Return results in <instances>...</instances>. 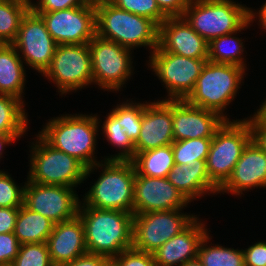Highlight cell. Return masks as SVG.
I'll return each mask as SVG.
<instances>
[{
  "label": "cell",
  "instance_id": "cell-15",
  "mask_svg": "<svg viewBox=\"0 0 266 266\" xmlns=\"http://www.w3.org/2000/svg\"><path fill=\"white\" fill-rule=\"evenodd\" d=\"M12 45L18 53H22L19 56H22L27 66L43 74L49 67L58 44L48 32L42 17L30 9L23 17Z\"/></svg>",
  "mask_w": 266,
  "mask_h": 266
},
{
  "label": "cell",
  "instance_id": "cell-19",
  "mask_svg": "<svg viewBox=\"0 0 266 266\" xmlns=\"http://www.w3.org/2000/svg\"><path fill=\"white\" fill-rule=\"evenodd\" d=\"M173 139L172 100L166 98L147 103L142 116L140 134L135 145V154L171 145Z\"/></svg>",
  "mask_w": 266,
  "mask_h": 266
},
{
  "label": "cell",
  "instance_id": "cell-11",
  "mask_svg": "<svg viewBox=\"0 0 266 266\" xmlns=\"http://www.w3.org/2000/svg\"><path fill=\"white\" fill-rule=\"evenodd\" d=\"M43 75L54 81L61 95L93 83L88 43L57 45L51 63Z\"/></svg>",
  "mask_w": 266,
  "mask_h": 266
},
{
  "label": "cell",
  "instance_id": "cell-9",
  "mask_svg": "<svg viewBox=\"0 0 266 266\" xmlns=\"http://www.w3.org/2000/svg\"><path fill=\"white\" fill-rule=\"evenodd\" d=\"M93 83L101 89L119 91L132 75L131 49L95 35L88 43Z\"/></svg>",
  "mask_w": 266,
  "mask_h": 266
},
{
  "label": "cell",
  "instance_id": "cell-45",
  "mask_svg": "<svg viewBox=\"0 0 266 266\" xmlns=\"http://www.w3.org/2000/svg\"><path fill=\"white\" fill-rule=\"evenodd\" d=\"M256 14H258L257 16L260 18L259 22H260V27H262L263 29L266 30V3H264V5L260 8L259 13L257 12H253L252 10H249V21L252 23L253 20L257 19ZM255 16V17H254ZM262 25V26H261Z\"/></svg>",
  "mask_w": 266,
  "mask_h": 266
},
{
  "label": "cell",
  "instance_id": "cell-12",
  "mask_svg": "<svg viewBox=\"0 0 266 266\" xmlns=\"http://www.w3.org/2000/svg\"><path fill=\"white\" fill-rule=\"evenodd\" d=\"M182 210L134 214L133 248L153 253L173 236L184 230L196 217Z\"/></svg>",
  "mask_w": 266,
  "mask_h": 266
},
{
  "label": "cell",
  "instance_id": "cell-23",
  "mask_svg": "<svg viewBox=\"0 0 266 266\" xmlns=\"http://www.w3.org/2000/svg\"><path fill=\"white\" fill-rule=\"evenodd\" d=\"M167 179L191 202L206 193H218V187L210 180L206 170V160L195 163L174 165Z\"/></svg>",
  "mask_w": 266,
  "mask_h": 266
},
{
  "label": "cell",
  "instance_id": "cell-42",
  "mask_svg": "<svg viewBox=\"0 0 266 266\" xmlns=\"http://www.w3.org/2000/svg\"><path fill=\"white\" fill-rule=\"evenodd\" d=\"M190 0H156L160 11L166 17H182Z\"/></svg>",
  "mask_w": 266,
  "mask_h": 266
},
{
  "label": "cell",
  "instance_id": "cell-24",
  "mask_svg": "<svg viewBox=\"0 0 266 266\" xmlns=\"http://www.w3.org/2000/svg\"><path fill=\"white\" fill-rule=\"evenodd\" d=\"M25 68L12 44L0 48V94L13 96L22 102L25 88Z\"/></svg>",
  "mask_w": 266,
  "mask_h": 266
},
{
  "label": "cell",
  "instance_id": "cell-2",
  "mask_svg": "<svg viewBox=\"0 0 266 266\" xmlns=\"http://www.w3.org/2000/svg\"><path fill=\"white\" fill-rule=\"evenodd\" d=\"M96 35L125 48L158 47L159 26L151 19L122 10L109 0L95 1Z\"/></svg>",
  "mask_w": 266,
  "mask_h": 266
},
{
  "label": "cell",
  "instance_id": "cell-34",
  "mask_svg": "<svg viewBox=\"0 0 266 266\" xmlns=\"http://www.w3.org/2000/svg\"><path fill=\"white\" fill-rule=\"evenodd\" d=\"M145 107L146 103H121V128L133 143L139 137Z\"/></svg>",
  "mask_w": 266,
  "mask_h": 266
},
{
  "label": "cell",
  "instance_id": "cell-41",
  "mask_svg": "<svg viewBox=\"0 0 266 266\" xmlns=\"http://www.w3.org/2000/svg\"><path fill=\"white\" fill-rule=\"evenodd\" d=\"M252 133V140L266 153V123L254 113L246 118Z\"/></svg>",
  "mask_w": 266,
  "mask_h": 266
},
{
  "label": "cell",
  "instance_id": "cell-37",
  "mask_svg": "<svg viewBox=\"0 0 266 266\" xmlns=\"http://www.w3.org/2000/svg\"><path fill=\"white\" fill-rule=\"evenodd\" d=\"M153 253L143 252L133 247L124 250L111 260V266H155Z\"/></svg>",
  "mask_w": 266,
  "mask_h": 266
},
{
  "label": "cell",
  "instance_id": "cell-1",
  "mask_svg": "<svg viewBox=\"0 0 266 266\" xmlns=\"http://www.w3.org/2000/svg\"><path fill=\"white\" fill-rule=\"evenodd\" d=\"M78 216L83 222L87 252L111 260L133 246L134 214L118 210L95 209L81 205Z\"/></svg>",
  "mask_w": 266,
  "mask_h": 266
},
{
  "label": "cell",
  "instance_id": "cell-25",
  "mask_svg": "<svg viewBox=\"0 0 266 266\" xmlns=\"http://www.w3.org/2000/svg\"><path fill=\"white\" fill-rule=\"evenodd\" d=\"M55 223L24 205L19 207L14 235L20 244L44 243L51 235Z\"/></svg>",
  "mask_w": 266,
  "mask_h": 266
},
{
  "label": "cell",
  "instance_id": "cell-5",
  "mask_svg": "<svg viewBox=\"0 0 266 266\" xmlns=\"http://www.w3.org/2000/svg\"><path fill=\"white\" fill-rule=\"evenodd\" d=\"M250 9L233 0H190L183 17L209 43L251 25Z\"/></svg>",
  "mask_w": 266,
  "mask_h": 266
},
{
  "label": "cell",
  "instance_id": "cell-38",
  "mask_svg": "<svg viewBox=\"0 0 266 266\" xmlns=\"http://www.w3.org/2000/svg\"><path fill=\"white\" fill-rule=\"evenodd\" d=\"M95 3L93 0H39L30 4L33 12H53Z\"/></svg>",
  "mask_w": 266,
  "mask_h": 266
},
{
  "label": "cell",
  "instance_id": "cell-20",
  "mask_svg": "<svg viewBox=\"0 0 266 266\" xmlns=\"http://www.w3.org/2000/svg\"><path fill=\"white\" fill-rule=\"evenodd\" d=\"M266 187V153L251 140L243 150L228 180L218 193L243 194L242 191Z\"/></svg>",
  "mask_w": 266,
  "mask_h": 266
},
{
  "label": "cell",
  "instance_id": "cell-22",
  "mask_svg": "<svg viewBox=\"0 0 266 266\" xmlns=\"http://www.w3.org/2000/svg\"><path fill=\"white\" fill-rule=\"evenodd\" d=\"M47 245L54 266H62L87 253L84 225L80 217L56 223Z\"/></svg>",
  "mask_w": 266,
  "mask_h": 266
},
{
  "label": "cell",
  "instance_id": "cell-29",
  "mask_svg": "<svg viewBox=\"0 0 266 266\" xmlns=\"http://www.w3.org/2000/svg\"><path fill=\"white\" fill-rule=\"evenodd\" d=\"M30 4L31 0H0V39L5 44L15 41Z\"/></svg>",
  "mask_w": 266,
  "mask_h": 266
},
{
  "label": "cell",
  "instance_id": "cell-27",
  "mask_svg": "<svg viewBox=\"0 0 266 266\" xmlns=\"http://www.w3.org/2000/svg\"><path fill=\"white\" fill-rule=\"evenodd\" d=\"M24 103L10 95L0 94V133L21 138L26 132L28 118Z\"/></svg>",
  "mask_w": 266,
  "mask_h": 266
},
{
  "label": "cell",
  "instance_id": "cell-33",
  "mask_svg": "<svg viewBox=\"0 0 266 266\" xmlns=\"http://www.w3.org/2000/svg\"><path fill=\"white\" fill-rule=\"evenodd\" d=\"M12 266H54L48 245L44 243L21 244Z\"/></svg>",
  "mask_w": 266,
  "mask_h": 266
},
{
  "label": "cell",
  "instance_id": "cell-49",
  "mask_svg": "<svg viewBox=\"0 0 266 266\" xmlns=\"http://www.w3.org/2000/svg\"><path fill=\"white\" fill-rule=\"evenodd\" d=\"M5 43L0 39V48L4 45Z\"/></svg>",
  "mask_w": 266,
  "mask_h": 266
},
{
  "label": "cell",
  "instance_id": "cell-44",
  "mask_svg": "<svg viewBox=\"0 0 266 266\" xmlns=\"http://www.w3.org/2000/svg\"><path fill=\"white\" fill-rule=\"evenodd\" d=\"M19 207H0V233H12L15 229Z\"/></svg>",
  "mask_w": 266,
  "mask_h": 266
},
{
  "label": "cell",
  "instance_id": "cell-17",
  "mask_svg": "<svg viewBox=\"0 0 266 266\" xmlns=\"http://www.w3.org/2000/svg\"><path fill=\"white\" fill-rule=\"evenodd\" d=\"M225 119L218 113L192 106L185 100H172L174 141L213 138Z\"/></svg>",
  "mask_w": 266,
  "mask_h": 266
},
{
  "label": "cell",
  "instance_id": "cell-10",
  "mask_svg": "<svg viewBox=\"0 0 266 266\" xmlns=\"http://www.w3.org/2000/svg\"><path fill=\"white\" fill-rule=\"evenodd\" d=\"M149 68L165 84L167 100H185L193 91L208 59H193L165 52L159 46L151 51Z\"/></svg>",
  "mask_w": 266,
  "mask_h": 266
},
{
  "label": "cell",
  "instance_id": "cell-39",
  "mask_svg": "<svg viewBox=\"0 0 266 266\" xmlns=\"http://www.w3.org/2000/svg\"><path fill=\"white\" fill-rule=\"evenodd\" d=\"M20 243L12 233H0V266L10 265L19 252Z\"/></svg>",
  "mask_w": 266,
  "mask_h": 266
},
{
  "label": "cell",
  "instance_id": "cell-48",
  "mask_svg": "<svg viewBox=\"0 0 266 266\" xmlns=\"http://www.w3.org/2000/svg\"><path fill=\"white\" fill-rule=\"evenodd\" d=\"M181 266H203V265L197 258L195 260L188 261Z\"/></svg>",
  "mask_w": 266,
  "mask_h": 266
},
{
  "label": "cell",
  "instance_id": "cell-40",
  "mask_svg": "<svg viewBox=\"0 0 266 266\" xmlns=\"http://www.w3.org/2000/svg\"><path fill=\"white\" fill-rule=\"evenodd\" d=\"M245 266H266V242L259 241L243 250Z\"/></svg>",
  "mask_w": 266,
  "mask_h": 266
},
{
  "label": "cell",
  "instance_id": "cell-16",
  "mask_svg": "<svg viewBox=\"0 0 266 266\" xmlns=\"http://www.w3.org/2000/svg\"><path fill=\"white\" fill-rule=\"evenodd\" d=\"M133 192V214L182 210L189 203L167 177L136 175Z\"/></svg>",
  "mask_w": 266,
  "mask_h": 266
},
{
  "label": "cell",
  "instance_id": "cell-18",
  "mask_svg": "<svg viewBox=\"0 0 266 266\" xmlns=\"http://www.w3.org/2000/svg\"><path fill=\"white\" fill-rule=\"evenodd\" d=\"M208 42L182 17H167L159 25L158 46L165 52L208 59Z\"/></svg>",
  "mask_w": 266,
  "mask_h": 266
},
{
  "label": "cell",
  "instance_id": "cell-32",
  "mask_svg": "<svg viewBox=\"0 0 266 266\" xmlns=\"http://www.w3.org/2000/svg\"><path fill=\"white\" fill-rule=\"evenodd\" d=\"M211 143L212 138L174 141L171 145L175 165L195 163L196 160H206Z\"/></svg>",
  "mask_w": 266,
  "mask_h": 266
},
{
  "label": "cell",
  "instance_id": "cell-6",
  "mask_svg": "<svg viewBox=\"0 0 266 266\" xmlns=\"http://www.w3.org/2000/svg\"><path fill=\"white\" fill-rule=\"evenodd\" d=\"M245 70L241 66L207 61L185 101L192 106L214 111L229 120L223 112L235 98L241 80L246 75Z\"/></svg>",
  "mask_w": 266,
  "mask_h": 266
},
{
  "label": "cell",
  "instance_id": "cell-3",
  "mask_svg": "<svg viewBox=\"0 0 266 266\" xmlns=\"http://www.w3.org/2000/svg\"><path fill=\"white\" fill-rule=\"evenodd\" d=\"M101 162L100 164L98 161L86 169L85 180L94 169L103 168L98 180L83 197V205L133 214V191L136 177L134 163L122 160H104V164L102 160Z\"/></svg>",
  "mask_w": 266,
  "mask_h": 266
},
{
  "label": "cell",
  "instance_id": "cell-28",
  "mask_svg": "<svg viewBox=\"0 0 266 266\" xmlns=\"http://www.w3.org/2000/svg\"><path fill=\"white\" fill-rule=\"evenodd\" d=\"M115 107L108 113L102 129L106 140L122 150L114 156L105 157V160L132 161L135 157V145L121 128V105L117 104Z\"/></svg>",
  "mask_w": 266,
  "mask_h": 266
},
{
  "label": "cell",
  "instance_id": "cell-31",
  "mask_svg": "<svg viewBox=\"0 0 266 266\" xmlns=\"http://www.w3.org/2000/svg\"><path fill=\"white\" fill-rule=\"evenodd\" d=\"M208 240H210L209 234L202 240L198 251L197 258L203 266H245L243 250L221 245L208 247Z\"/></svg>",
  "mask_w": 266,
  "mask_h": 266
},
{
  "label": "cell",
  "instance_id": "cell-35",
  "mask_svg": "<svg viewBox=\"0 0 266 266\" xmlns=\"http://www.w3.org/2000/svg\"><path fill=\"white\" fill-rule=\"evenodd\" d=\"M116 7L130 13L147 17L158 26L167 18L159 9L156 0H109Z\"/></svg>",
  "mask_w": 266,
  "mask_h": 266
},
{
  "label": "cell",
  "instance_id": "cell-21",
  "mask_svg": "<svg viewBox=\"0 0 266 266\" xmlns=\"http://www.w3.org/2000/svg\"><path fill=\"white\" fill-rule=\"evenodd\" d=\"M196 218L180 233L153 252L157 266H181L198 257L199 246L209 233L204 223Z\"/></svg>",
  "mask_w": 266,
  "mask_h": 266
},
{
  "label": "cell",
  "instance_id": "cell-14",
  "mask_svg": "<svg viewBox=\"0 0 266 266\" xmlns=\"http://www.w3.org/2000/svg\"><path fill=\"white\" fill-rule=\"evenodd\" d=\"M34 13L42 17L48 32L58 45L89 43L96 35L95 3L53 12Z\"/></svg>",
  "mask_w": 266,
  "mask_h": 266
},
{
  "label": "cell",
  "instance_id": "cell-26",
  "mask_svg": "<svg viewBox=\"0 0 266 266\" xmlns=\"http://www.w3.org/2000/svg\"><path fill=\"white\" fill-rule=\"evenodd\" d=\"M136 175L164 178L174 167L172 145L136 153L132 160Z\"/></svg>",
  "mask_w": 266,
  "mask_h": 266
},
{
  "label": "cell",
  "instance_id": "cell-43",
  "mask_svg": "<svg viewBox=\"0 0 266 266\" xmlns=\"http://www.w3.org/2000/svg\"><path fill=\"white\" fill-rule=\"evenodd\" d=\"M62 266H111V259L103 255L87 252Z\"/></svg>",
  "mask_w": 266,
  "mask_h": 266
},
{
  "label": "cell",
  "instance_id": "cell-7",
  "mask_svg": "<svg viewBox=\"0 0 266 266\" xmlns=\"http://www.w3.org/2000/svg\"><path fill=\"white\" fill-rule=\"evenodd\" d=\"M36 136L38 141L31 145L27 180L71 188L83 183L87 168L76 158L52 147L40 134Z\"/></svg>",
  "mask_w": 266,
  "mask_h": 266
},
{
  "label": "cell",
  "instance_id": "cell-36",
  "mask_svg": "<svg viewBox=\"0 0 266 266\" xmlns=\"http://www.w3.org/2000/svg\"><path fill=\"white\" fill-rule=\"evenodd\" d=\"M24 186H18L12 177L0 170V207H21L23 205Z\"/></svg>",
  "mask_w": 266,
  "mask_h": 266
},
{
  "label": "cell",
  "instance_id": "cell-47",
  "mask_svg": "<svg viewBox=\"0 0 266 266\" xmlns=\"http://www.w3.org/2000/svg\"><path fill=\"white\" fill-rule=\"evenodd\" d=\"M256 114L266 123V99L257 110Z\"/></svg>",
  "mask_w": 266,
  "mask_h": 266
},
{
  "label": "cell",
  "instance_id": "cell-13",
  "mask_svg": "<svg viewBox=\"0 0 266 266\" xmlns=\"http://www.w3.org/2000/svg\"><path fill=\"white\" fill-rule=\"evenodd\" d=\"M75 192L71 187L44 185L27 180L23 190V205L56 224L71 220L78 215L82 201Z\"/></svg>",
  "mask_w": 266,
  "mask_h": 266
},
{
  "label": "cell",
  "instance_id": "cell-4",
  "mask_svg": "<svg viewBox=\"0 0 266 266\" xmlns=\"http://www.w3.org/2000/svg\"><path fill=\"white\" fill-rule=\"evenodd\" d=\"M97 115L66 114L49 120L39 134L54 148L79 160L86 168L96 163Z\"/></svg>",
  "mask_w": 266,
  "mask_h": 266
},
{
  "label": "cell",
  "instance_id": "cell-30",
  "mask_svg": "<svg viewBox=\"0 0 266 266\" xmlns=\"http://www.w3.org/2000/svg\"><path fill=\"white\" fill-rule=\"evenodd\" d=\"M234 33L237 32L214 38L209 42L208 61L246 67L244 58L241 57L244 51L243 40L232 37Z\"/></svg>",
  "mask_w": 266,
  "mask_h": 266
},
{
  "label": "cell",
  "instance_id": "cell-46",
  "mask_svg": "<svg viewBox=\"0 0 266 266\" xmlns=\"http://www.w3.org/2000/svg\"><path fill=\"white\" fill-rule=\"evenodd\" d=\"M12 141L15 142V138L12 135H3L0 133V159L2 158L4 145L12 143Z\"/></svg>",
  "mask_w": 266,
  "mask_h": 266
},
{
  "label": "cell",
  "instance_id": "cell-8",
  "mask_svg": "<svg viewBox=\"0 0 266 266\" xmlns=\"http://www.w3.org/2000/svg\"><path fill=\"white\" fill-rule=\"evenodd\" d=\"M252 140L247 119L225 120L216 130L206 159L210 180L220 188L231 176L243 150Z\"/></svg>",
  "mask_w": 266,
  "mask_h": 266
}]
</instances>
